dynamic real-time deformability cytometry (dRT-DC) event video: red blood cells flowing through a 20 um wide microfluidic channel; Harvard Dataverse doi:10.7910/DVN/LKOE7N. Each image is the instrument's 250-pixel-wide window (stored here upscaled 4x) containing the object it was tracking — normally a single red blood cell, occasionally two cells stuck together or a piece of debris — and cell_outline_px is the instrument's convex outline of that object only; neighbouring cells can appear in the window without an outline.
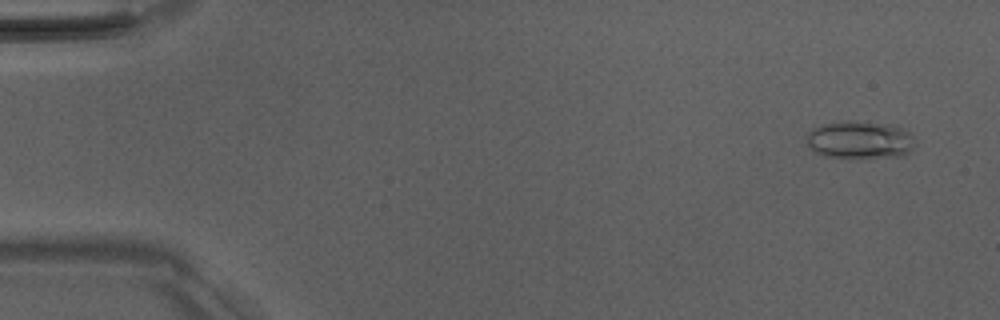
{"species": "Egyptian fruit bat (a non-hibernating species)", "species_latin": "Rousettus aegyptiacus", "temperature_condition": "room temperature", "stored_images_in_passage": 6, "camera_frame_rate_fps": 3000, "um_per_image_px": 0.085, "animal": {"sex": "male"}, "frame": {"image": 1, "passage_image": 1, "time_ms": 0.0, "image_size_px": [1000, 320], "cell_outline_px": [[916, 144], [904, 156], [824, 156], [816, 152], [808, 144], [808, 132], [812, 128], [824, 124], [848, 120], [852, 120], [892, 124], [908, 132], [912, 136]], "centroid_in_image_um": [73.11, 11.85], "position_along_channel_um": 11.9, "area_um2": 23.35}}